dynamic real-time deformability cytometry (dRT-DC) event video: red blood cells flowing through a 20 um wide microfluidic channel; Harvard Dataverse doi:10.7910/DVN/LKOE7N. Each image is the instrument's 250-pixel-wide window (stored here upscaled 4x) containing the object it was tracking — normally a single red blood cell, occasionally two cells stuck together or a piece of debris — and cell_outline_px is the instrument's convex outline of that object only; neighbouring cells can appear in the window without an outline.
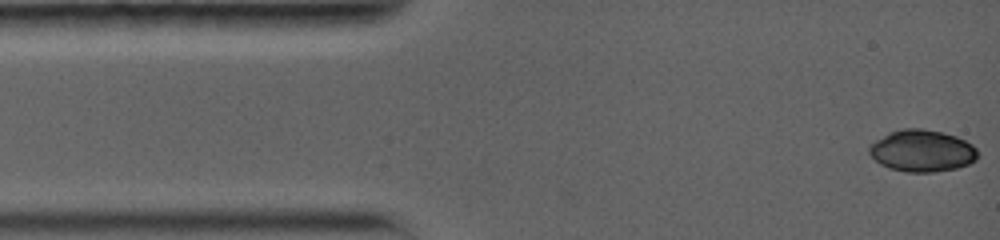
{"species": "common noctule bat (a hibernating species)", "species_latin": "Nyctalus noctula", "temperature_condition": "warm", "stored_images_in_passage": 22, "camera_frame_rate_fps": 5000, "um_per_image_px": 0.085, "animal": {"sex": "female", "body_mass_g": 19.0, "forearm_length_mm": 56.7}, "frame": {"image": 1, "passage_image": 1, "time_ms": 0.0, "image_size_px": [1000, 240], "cell_outline_px": [[976, 160], [968, 164], [956, 168], [932, 172], [904, 172], [888, 168], [880, 164], [868, 152], [868, 148], [876, 140], [888, 132], [904, 128], [924, 128], [956, 136], [972, 144], [976, 148]], "centroid_in_image_um": [78.35, 12.82], "position_along_channel_um": 6.7, "area_um2": 26.41}}
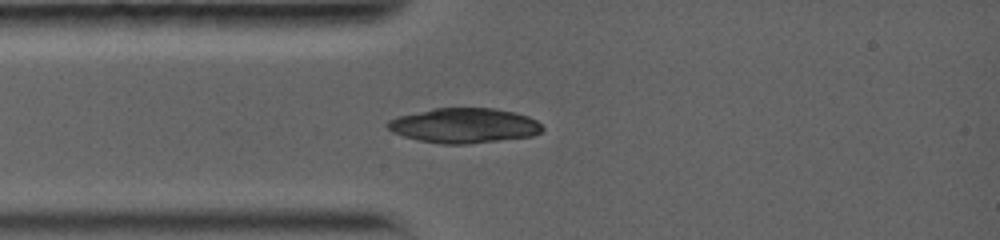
{"frame": {"image": 2, "passage_image": 16, "time_ms": 3.0, "image_size_px": [1000, 240], "cell_outline_px": [[544, 128], [540, 132], [532, 136], [468, 144], [444, 144], [420, 140], [404, 136], [392, 132], [384, 124], [388, 120], [396, 116], [432, 108], [496, 108], [516, 112], [528, 116], [536, 120]], "centroid_in_image_um": [39.43, 10.66], "position_along_channel_um": 45.6, "area_um2": 31.62}}
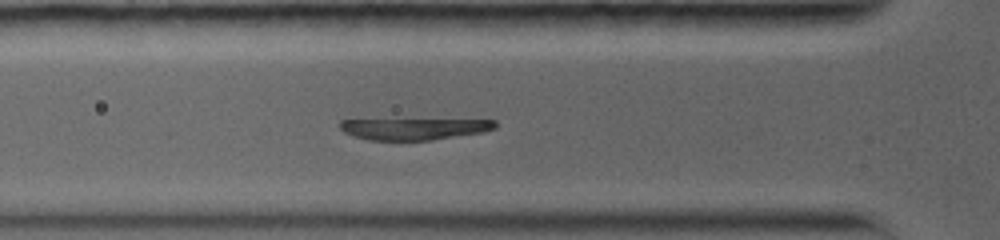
{"frame": {"image": 3, "passage_image": 22, "time_ms": 4.2, "image_size_px": [1000, 240], "cell_outline_px": [[496, 128], [484, 132], [432, 140], [368, 140], [352, 136], [344, 132], [340, 128], [340, 120], [496, 120]], "centroid_in_image_um": [35.2, 10.96], "position_along_channel_um": 90.6, "area_um2": 19.31}}